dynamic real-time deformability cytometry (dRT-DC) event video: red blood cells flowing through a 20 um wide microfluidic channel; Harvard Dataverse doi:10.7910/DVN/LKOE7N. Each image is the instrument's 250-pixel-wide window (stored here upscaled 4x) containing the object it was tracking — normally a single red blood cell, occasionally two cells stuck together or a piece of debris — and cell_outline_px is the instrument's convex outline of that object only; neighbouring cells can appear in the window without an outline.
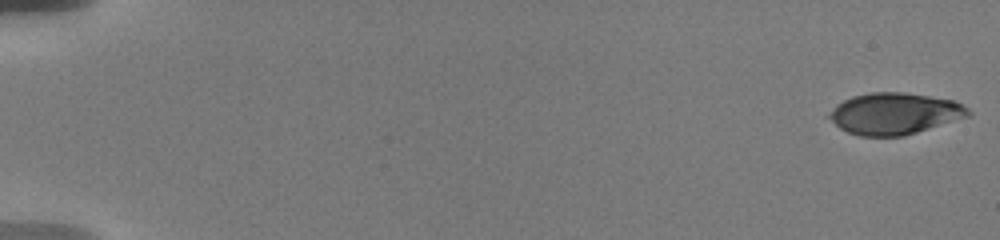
{"species": "human", "species_latin": "Homo sapiens", "temperature_condition": "warm", "stored_images_in_passage": 34, "camera_frame_rate_fps": 3000, "um_per_image_px": 0.085, "donor": {"sex": "male"}, "frame": {"image": 1, "passage_image": 1, "time_ms": 0.0, "image_size_px": [1000, 240], "cell_outline_px": [[972, 116], [904, 136], [860, 136], [848, 132], [840, 128], [824, 116], [836, 104], [852, 96], [872, 92], [904, 92], [952, 100], [968, 108], [972, 112]], "centroid_in_image_um": [76.02, 9.66], "position_along_channel_um": 9.0, "area_um2": 33.93}}
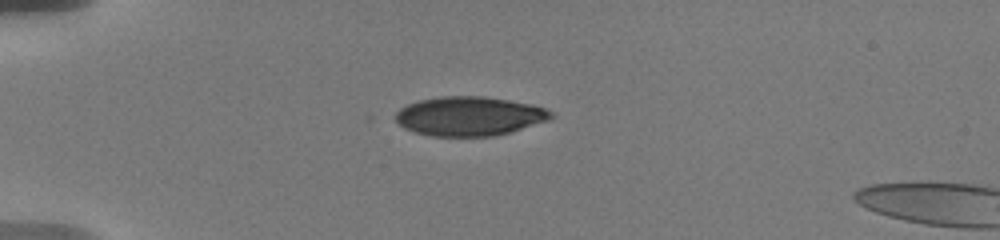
{"frame": {"image": 2, "passage_image": 27, "time_ms": 5.0, "image_size_px": [1000, 240], "cell_outline_px": [[556, 116], [548, 120], [512, 132], [496, 136], [432, 136], [416, 132], [404, 128], [396, 120], [396, 112], [400, 108], [408, 104], [420, 100], [440, 96], [484, 96], [532, 104], [544, 108], [552, 112]], "centroid_in_image_um": [39.92, 9.87], "position_along_channel_um": 45.1, "area_um2": 35.55}}